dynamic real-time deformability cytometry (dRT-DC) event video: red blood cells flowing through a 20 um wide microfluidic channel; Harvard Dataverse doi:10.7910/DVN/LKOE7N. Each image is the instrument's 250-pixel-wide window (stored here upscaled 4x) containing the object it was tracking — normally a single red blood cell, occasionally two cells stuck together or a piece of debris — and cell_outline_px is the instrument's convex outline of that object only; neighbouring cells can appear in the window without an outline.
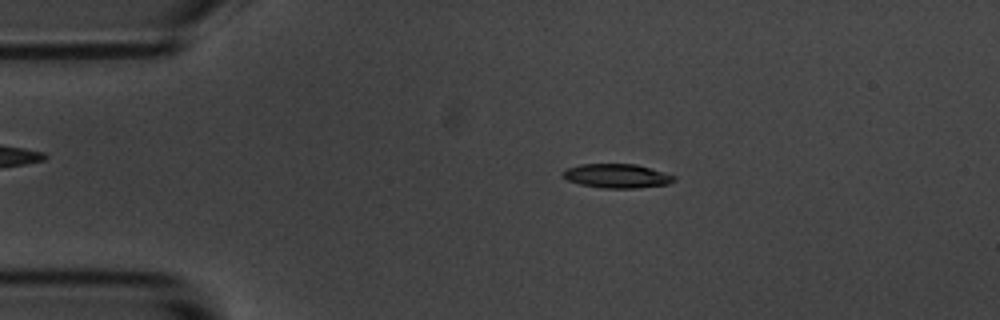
{"species": "common noctule bat (a hibernating species)", "species_latin": "Nyctalus noctula", "temperature_condition": "room temperature", "stored_images_in_passage": 58, "camera_frame_rate_fps": 3000, "um_per_image_px": 0.085, "animal": {"sex": "male", "body_mass_g": 20.1, "forearm_length_mm": 53.5}, "frame": {"image": 1, "passage_image": 12, "time_ms": 3.667, "image_size_px": [1000, 320], "cell_outline_px": [[676, 180], [668, 184], [636, 188], [600, 188], [580, 184], [568, 180], [560, 176], [560, 172], [564, 168], [580, 164], [636, 164], [676, 176]], "centroid_in_image_um": [52.37, 14.95], "position_along_channel_um": 32.6, "area_um2": 15.78}}
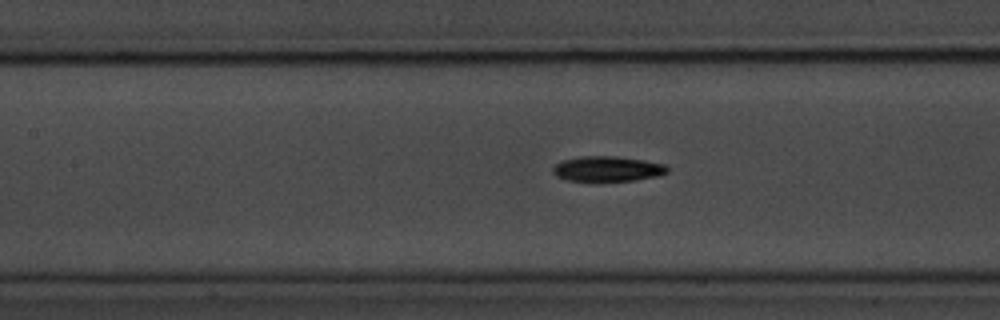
{"frame": {"image": 2, "passage_image": 26, "time_ms": 8.333, "image_size_px": [1000, 320], "cell_outline_px": [[668, 172], [656, 176], [636, 180], [564, 180], [556, 176], [552, 172], [552, 168], [556, 164], [564, 160], [580, 156], [616, 156], [644, 160], [664, 164], [668, 168]], "centroid_in_image_um": [51.62, 14.34], "position_along_channel_um": 155.8, "area_um2": 16.59}}
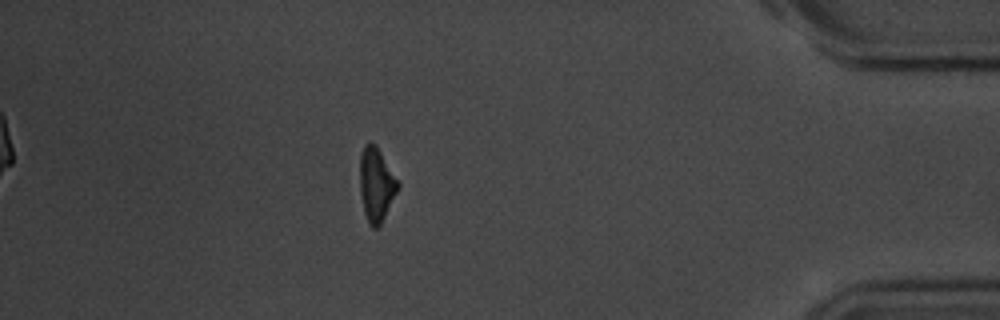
{"frame": {"image": 3, "passage_image": 51, "time_ms": 16.667, "image_size_px": [1000, 320], "cell_outline_px": [[400, 188], [380, 224], [376, 228], [372, 228], [368, 224], [364, 212], [360, 192], [360, 156], [364, 144], [376, 144], [400, 184]], "centroid_in_image_um": [31.99, 15.7], "position_along_channel_um": 403.2, "area_um2": 16.3}, "authors_computed_cell_mechanics": {"area_um2": 16.473, "velocity_mm_per_s": 3.5145, "shape_relaxation_time_tau1_ms": 2.6241, "shape_relaxation_time_tau2_ms": 5.6603, "deformation_change_tau1": 0.1514, "deformation_change_tau2": 0.127}}